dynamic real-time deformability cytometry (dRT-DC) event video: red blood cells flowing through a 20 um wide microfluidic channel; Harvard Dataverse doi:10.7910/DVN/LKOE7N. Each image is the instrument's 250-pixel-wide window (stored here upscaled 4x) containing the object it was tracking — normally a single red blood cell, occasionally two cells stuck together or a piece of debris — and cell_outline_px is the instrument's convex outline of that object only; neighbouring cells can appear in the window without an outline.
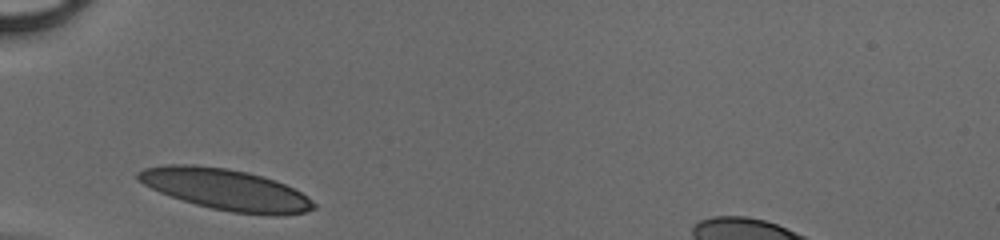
{"species": "human", "species_latin": "Homo sapiens", "temperature_condition": "cold", "stored_images_in_passage": 24, "camera_frame_rate_fps": 3000, "um_per_image_px": 0.085, "donor": {"sex": "male"}, "frame": {"image": 1, "passage_image": 1, "time_ms": 0.0, "image_size_px": [1000, 240], "cell_outline_px": [[316, 208], [304, 212], [284, 216], [268, 216], [232, 212], [212, 208], [196, 204], [160, 192], [136, 180], [136, 172], [144, 168], [168, 164], [192, 164], [224, 168], [248, 172], [276, 180], [300, 192], [312, 200], [316, 204]], "centroid_in_image_um": [19.21, 16.11], "position_along_channel_um": 65.8, "area_um2": 42.08}}
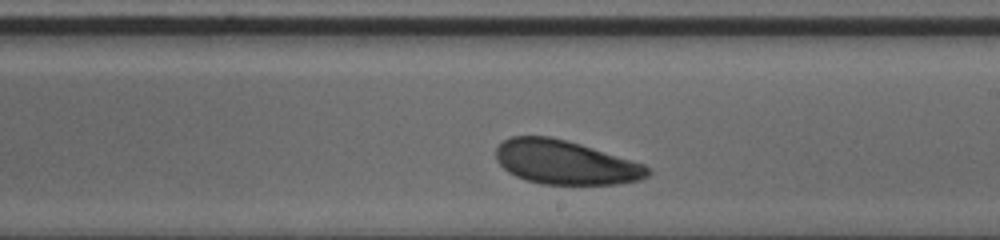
{"frame": {"image": 2, "passage_image": 14, "time_ms": 4.333, "image_size_px": [1000, 240], "cell_outline_px": [[652, 172], [648, 176], [640, 180], [616, 184], [544, 184], [528, 180], [516, 176], [508, 172], [496, 160], [496, 148], [504, 140], [512, 136], [548, 136], [580, 144], [644, 164], [652, 168]], "centroid_in_image_um": [48.07, 13.81], "position_along_channel_um": 240.9, "area_um2": 38.67}}
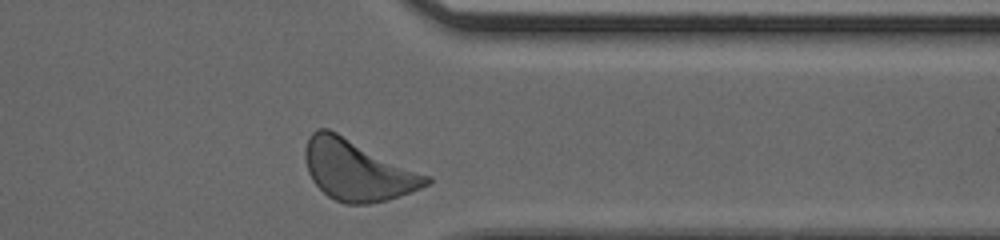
{"frame": {"image": 3, "passage_image": 24, "time_ms": 7.667, "image_size_px": [1000, 240], "cell_outline_px": [[432, 180], [428, 184], [420, 188], [384, 200], [368, 204], [344, 204], [328, 196], [312, 180], [308, 172], [304, 156], [304, 148], [308, 136], [316, 128], [328, 128], [432, 176]], "centroid_in_image_um": [30.36, 14.44], "position_along_channel_um": 381.0, "area_um2": 42.83}}